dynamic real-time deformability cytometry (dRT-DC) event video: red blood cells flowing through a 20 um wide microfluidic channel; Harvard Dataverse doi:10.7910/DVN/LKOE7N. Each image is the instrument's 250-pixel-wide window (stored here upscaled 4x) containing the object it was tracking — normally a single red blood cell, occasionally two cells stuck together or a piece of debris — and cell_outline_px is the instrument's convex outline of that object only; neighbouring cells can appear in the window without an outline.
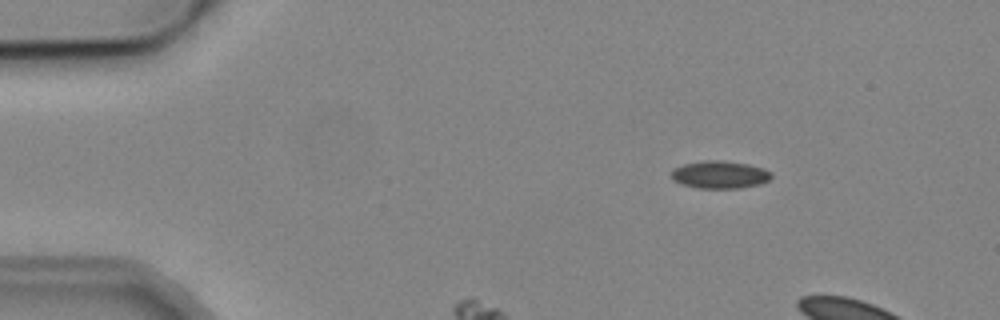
{"species": "common noctule bat (a hibernating species)", "species_latin": "Nyctalus noctula", "temperature_condition": "cold", "stored_images_in_passage": 5, "camera_frame_rate_fps": 3000, "um_per_image_px": 0.085, "animal": {"sex": "male", "body_mass_g": 19.2, "forearm_length_mm": 51.8}, "frame": {"image": 1, "passage_image": 2, "time_ms": 1.667, "image_size_px": [1000, 320], "cell_outline_px": [[772, 176], [768, 180], [760, 184], [740, 188], [696, 188], [680, 184], [672, 180], [672, 168], [684, 164], [708, 160], [716, 160], [748, 164], [764, 168]], "centroid_in_image_um": [61.14, 14.85], "position_along_channel_um": 23.9, "area_um2": 16.01}}